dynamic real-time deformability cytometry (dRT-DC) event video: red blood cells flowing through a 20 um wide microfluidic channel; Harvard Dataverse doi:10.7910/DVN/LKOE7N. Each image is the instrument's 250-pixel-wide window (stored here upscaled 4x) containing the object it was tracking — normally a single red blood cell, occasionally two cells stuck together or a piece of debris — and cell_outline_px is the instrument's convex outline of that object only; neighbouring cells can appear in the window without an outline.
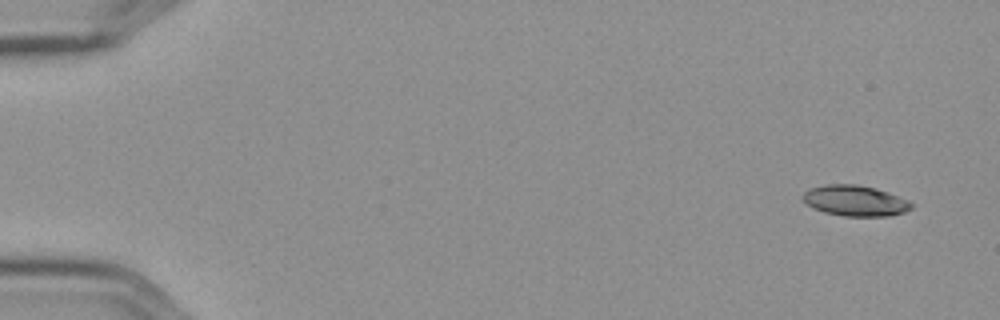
{"species": "Egyptian fruit bat (a non-hibernating species)", "species_latin": "Rousettus aegyptiacus", "temperature_condition": "cold", "stored_images_in_passage": 6, "camera_frame_rate_fps": 3000, "um_per_image_px": 0.085, "frame": {"image": 1, "passage_image": 1, "time_ms": 0.0, "image_size_px": [1000, 320], "cell_outline_px": [[912, 208], [904, 212], [888, 216], [844, 216], [824, 212], [812, 208], [804, 200], [804, 192], [808, 188], [828, 184], [856, 184], [876, 188], [888, 192], [908, 200], [912, 204]], "centroid_in_image_um": [72.69, 17.05], "position_along_channel_um": 12.3, "area_um2": 19.36}}
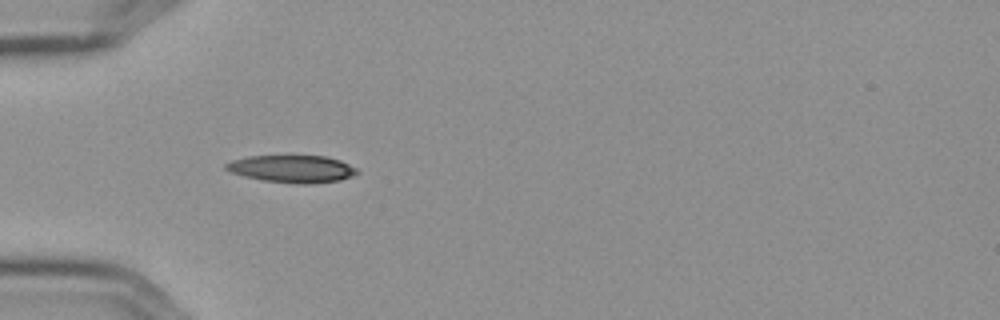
{"frame": {"image": 2, "passage_image": 5, "time_ms": 1.333, "image_size_px": [1000, 320], "cell_outline_px": [[360, 172], [352, 176], [340, 180], [312, 184], [300, 184], [264, 180], [244, 176], [232, 172], [224, 168], [224, 164], [232, 160], [248, 156], [324, 156], [340, 160], [356, 168]], "centroid_in_image_um": [24.84, 14.35], "position_along_channel_um": 60.2, "area_um2": 20.81}}
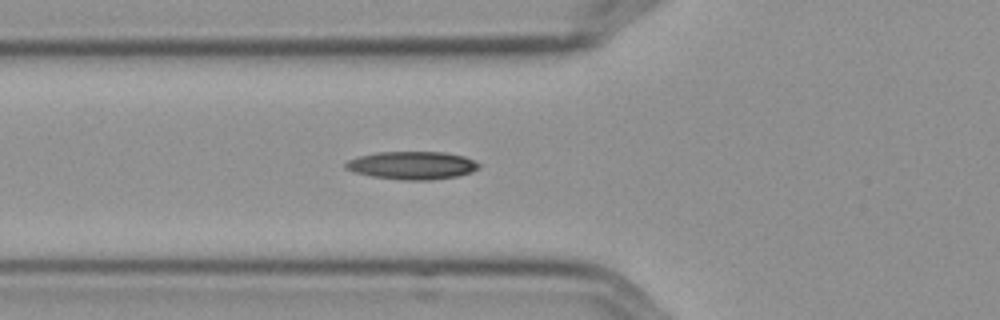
{"frame": {"image": 3, "passage_image": 6, "time_ms": 1.667, "image_size_px": [1000, 320], "cell_outline_px": [[480, 168], [472, 172], [456, 176], [428, 180], [404, 180], [372, 176], [352, 172], [344, 168], [344, 164], [348, 160], [360, 156], [376, 152], [444, 152], [464, 156], [480, 164]], "centroid_in_image_um": [35.01, 14.05], "position_along_channel_um": 90.8, "area_um2": 21.68}}